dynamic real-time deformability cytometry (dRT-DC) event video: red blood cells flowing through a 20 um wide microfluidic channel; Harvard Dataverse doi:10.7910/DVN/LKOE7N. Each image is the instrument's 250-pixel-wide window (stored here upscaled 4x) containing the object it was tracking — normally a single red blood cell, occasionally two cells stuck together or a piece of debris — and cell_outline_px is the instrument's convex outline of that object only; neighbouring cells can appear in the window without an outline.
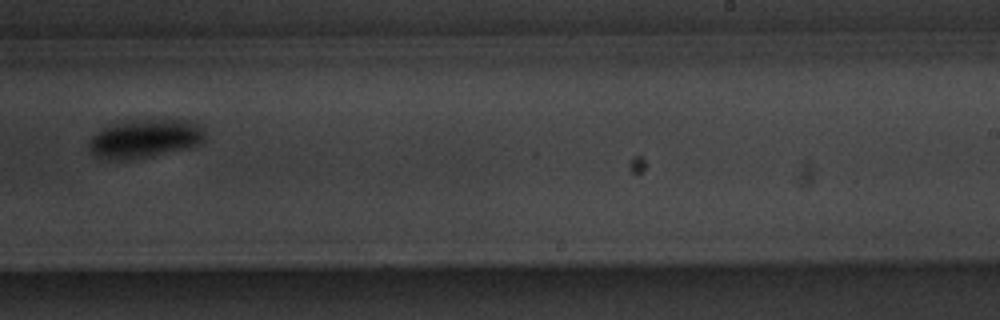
{"species": "common noctule bat (a hibernating species)", "species_latin": "Nyctalus noctula", "temperature_condition": "warm", "stored_images_in_passage": 10, "camera_frame_rate_fps": 3000, "um_per_image_px": 0.085, "animal": {"sex": "male", "body_mass_g": 20.1, "forearm_length_mm": 53.5}, "frame": {"image": 1, "passage_image": 7, "time_ms": 7.0, "image_size_px": [1000, 320], "cell_outline_px": [[204, 140], [200, 144], [192, 148], [152, 156], [100, 160], [88, 148], [88, 140], [96, 132], [108, 124], [128, 120], [188, 120], [200, 124], [204, 132]], "centroid_in_image_um": [12.31, 11.77], "position_along_channel_um": 276.7, "area_um2": 26.3}}
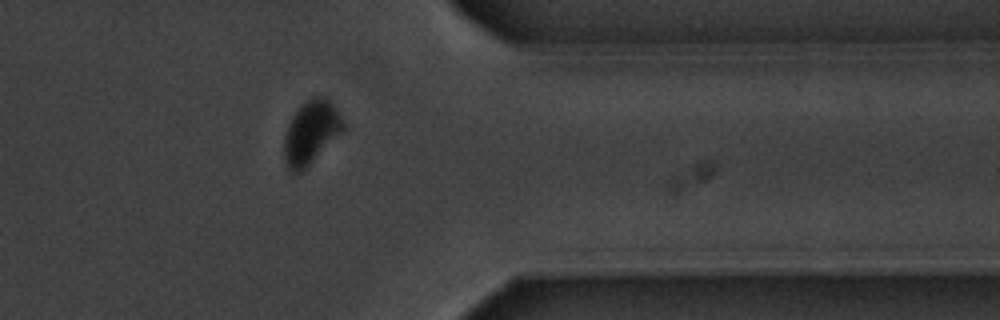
{"frame": {"image": 2, "passage_image": 10, "time_ms": 10.333, "image_size_px": [1000, 320], "cell_outline_px": [[344, 132], [300, 172], [288, 172], [284, 160], [284, 136], [288, 124], [292, 116], [308, 100], [316, 96], [328, 96], [336, 108], [344, 124]], "centroid_in_image_um": [26.44, 11.26], "position_along_channel_um": 385.0, "area_um2": 21.73}, "authors_computed_cell_mechanics": {"area_um2": 26.1834, "velocity_mm_per_s": 3.5066, "shape_relaxation_time_tau1_ms": 1.407, "shape_relaxation_time_tau2_ms": null, "deformation_change_tau1": 0.0724, "deformation_change_tau2": null}}